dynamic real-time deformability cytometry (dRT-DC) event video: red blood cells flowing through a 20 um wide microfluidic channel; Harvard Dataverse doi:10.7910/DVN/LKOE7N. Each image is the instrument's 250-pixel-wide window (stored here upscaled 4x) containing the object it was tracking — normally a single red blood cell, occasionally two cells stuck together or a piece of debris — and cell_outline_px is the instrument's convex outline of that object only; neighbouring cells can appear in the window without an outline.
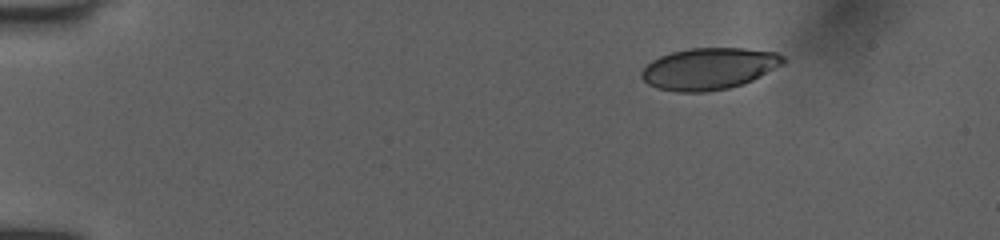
{"species": "human", "species_latin": "Homo sapiens", "temperature_condition": "room temperature", "stored_images_in_passage": 45, "camera_frame_rate_fps": 3000, "um_per_image_px": 0.085, "donor": {"sex": "female"}, "frame": {"image": 1, "passage_image": 1, "time_ms": 0.0, "image_size_px": [1000, 240], "cell_outline_px": [[788, 60], [784, 64], [744, 84], [728, 88], [704, 92], [676, 92], [656, 88], [648, 84], [640, 76], [640, 72], [652, 60], [660, 56], [672, 52], [692, 48], [744, 48], [776, 52], [784, 56]], "centroid_in_image_um": [60.28, 5.84], "position_along_channel_um": 24.7, "area_um2": 34.56}}
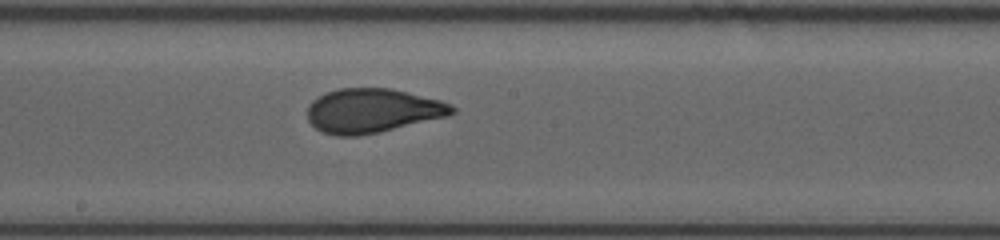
{"frame": {"image": 2, "passage_image": 23, "time_ms": 7.333, "image_size_px": [1000, 240], "cell_outline_px": [[456, 112], [448, 116], [380, 132], [356, 136], [336, 136], [324, 132], [316, 128], [308, 120], [308, 104], [312, 100], [328, 92], [340, 88], [392, 88], [440, 100], [452, 104], [456, 108]], "centroid_in_image_um": [31.68, 9.41], "position_along_channel_um": 216.5, "area_um2": 37.28}}
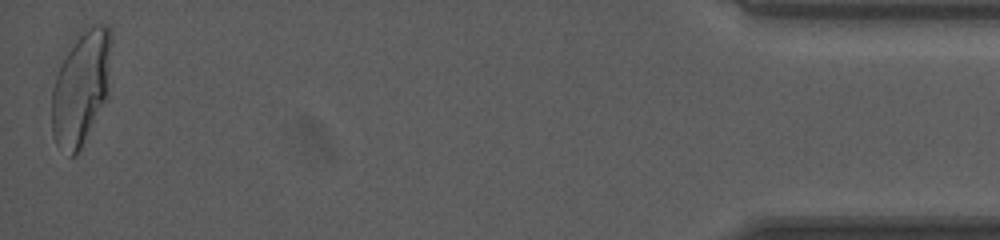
{"frame": {"image": 3, "passage_image": 45, "time_ms": 14.667, "image_size_px": [1000, 240], "cell_outline_px": [[112, 44], [108, 96], [80, 148], [72, 156], [68, 156], [56, 144], [52, 136], [52, 88], [56, 76], [80, 28], [96, 24], [108, 24], [112, 32]], "centroid_in_image_um": [6.92, 7.39], "position_along_channel_um": 428.3, "area_um2": 39.77}, "authors_computed_cell_mechanics": {"area_um2": 36.992, "velocity_mm_per_s": 3.9921, "shape_relaxation_time_tau1_ms": 6.1623, "shape_relaxation_time_tau2_ms": 0.6453, "deformation_change_tau1": 0.2197, "deformation_change_tau2": 0.0672}}